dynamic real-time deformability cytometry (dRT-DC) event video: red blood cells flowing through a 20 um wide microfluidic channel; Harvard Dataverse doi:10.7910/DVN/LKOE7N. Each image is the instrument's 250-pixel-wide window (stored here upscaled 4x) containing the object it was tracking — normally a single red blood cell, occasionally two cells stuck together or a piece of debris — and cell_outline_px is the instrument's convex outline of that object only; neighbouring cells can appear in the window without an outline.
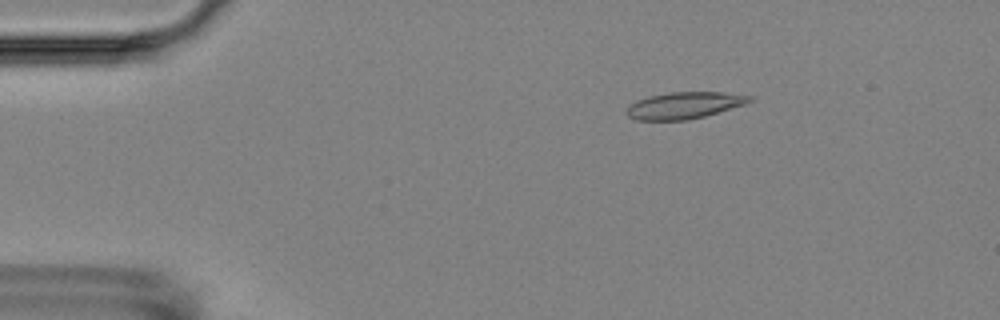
{"species": "Egyptian fruit bat (a non-hibernating species)", "species_latin": "Rousettus aegyptiacus", "temperature_condition": "room temperature", "stored_images_in_passage": 7, "camera_frame_rate_fps": 3000, "um_per_image_px": 0.085, "animal": {"sex": "female"}, "frame": {"image": 1, "passage_image": 3, "time_ms": 2.333, "image_size_px": [1000, 320], "cell_outline_px": [[756, 96], [752, 100], [744, 104], [704, 116], [688, 120], [636, 120], [628, 116], [624, 112], [628, 104], [636, 100], [648, 96], [668, 92], [724, 92]], "centroid_in_image_um": [58.11, 8.95], "position_along_channel_um": 26.9, "area_um2": 19.31}}
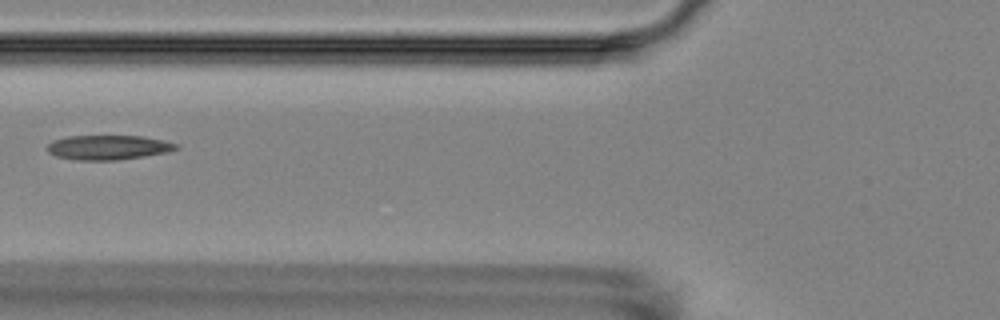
{"frame": {"image": 2, "passage_image": 6, "time_ms": 6.667, "image_size_px": [1000, 320], "cell_outline_px": [[180, 148], [168, 152], [144, 156], [116, 160], [76, 160], [56, 156], [48, 152], [48, 144], [52, 140], [68, 136], [140, 136], [164, 140], [180, 144]], "centroid_in_image_um": [9.23, 12.53], "position_along_channel_um": 116.6, "area_um2": 18.5}}